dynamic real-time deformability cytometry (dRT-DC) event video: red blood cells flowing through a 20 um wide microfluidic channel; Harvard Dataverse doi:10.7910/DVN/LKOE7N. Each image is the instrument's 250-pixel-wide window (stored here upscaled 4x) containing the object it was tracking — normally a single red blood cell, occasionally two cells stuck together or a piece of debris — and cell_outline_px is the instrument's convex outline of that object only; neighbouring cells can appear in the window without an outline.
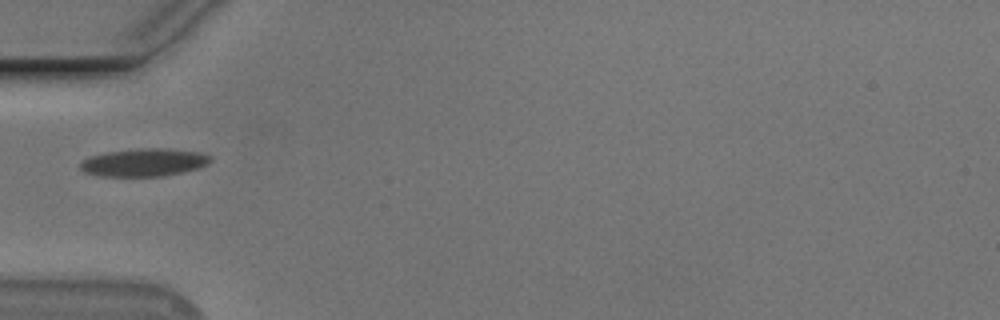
{"species": "Egyptian fruit bat (a non-hibernating species)", "species_latin": "Rousettus aegyptiacus", "temperature_condition": "cold", "stored_images_in_passage": 38, "camera_frame_rate_fps": 3000, "um_per_image_px": 0.085, "animal": {"sex": "male"}, "frame": {"image": 1, "passage_image": 1, "time_ms": 0.0, "image_size_px": [1000, 320], "cell_outline_px": [[212, 160], [208, 164], [200, 168], [160, 176], [100, 176], [84, 172], [80, 168], [80, 164], [84, 160], [92, 156], [108, 152], [136, 148], [164, 148], [200, 152], [212, 156]], "centroid_in_image_um": [12.28, 13.8], "position_along_channel_um": 72.7, "area_um2": 21.04}}
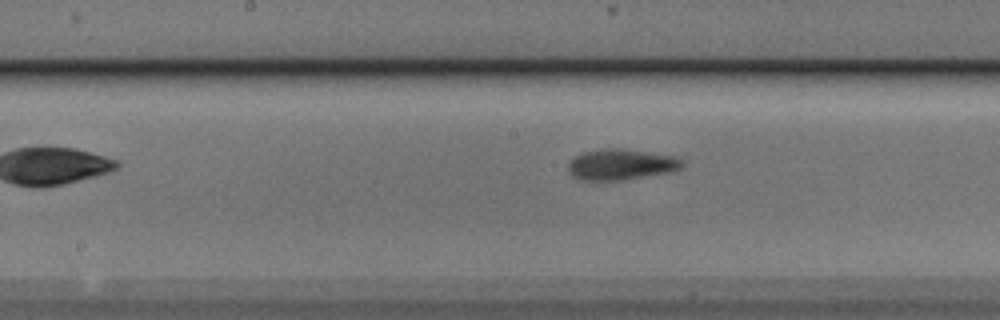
{"frame": {"image": 2, "passage_image": 11, "time_ms": 3.333, "image_size_px": [1000, 320], "cell_outline_px": [[684, 164], [680, 168], [672, 172], [624, 180], [580, 180], [572, 176], [568, 172], [568, 164], [576, 156], [584, 152], [604, 148], [620, 148], [672, 156], [684, 160]], "centroid_in_image_um": [52.79, 13.99], "position_along_channel_um": 195.4, "area_um2": 20.46}}
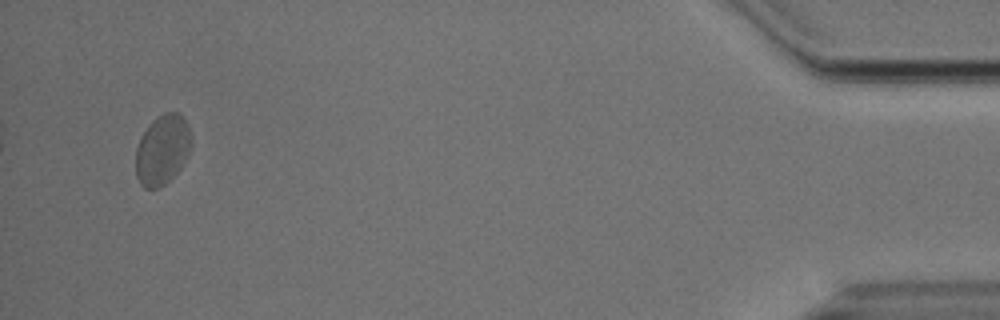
{"frame": {"image": 3, "passage_image": 36, "time_ms": 11.667, "image_size_px": [1000, 320], "cell_outline_px": [[192, 144], [188, 156], [180, 168], [160, 188], [144, 188], [140, 184], [136, 176], [136, 148], [148, 124], [156, 116], [164, 112], [176, 112], [188, 124], [192, 136]], "centroid_in_image_um": [13.81, 12.72], "position_along_channel_um": 421.4, "area_um2": 22.72}, "authors_computed_cell_mechanics": {"area_um2": 20.7502, "velocity_mm_per_s": 3.6655, "shape_relaxation_time_tau1_ms": 3.409, "shape_relaxation_time_tau2_ms": 3.5403, "deformation_change_tau1": 0.0869, "deformation_change_tau2": 0.0646}}